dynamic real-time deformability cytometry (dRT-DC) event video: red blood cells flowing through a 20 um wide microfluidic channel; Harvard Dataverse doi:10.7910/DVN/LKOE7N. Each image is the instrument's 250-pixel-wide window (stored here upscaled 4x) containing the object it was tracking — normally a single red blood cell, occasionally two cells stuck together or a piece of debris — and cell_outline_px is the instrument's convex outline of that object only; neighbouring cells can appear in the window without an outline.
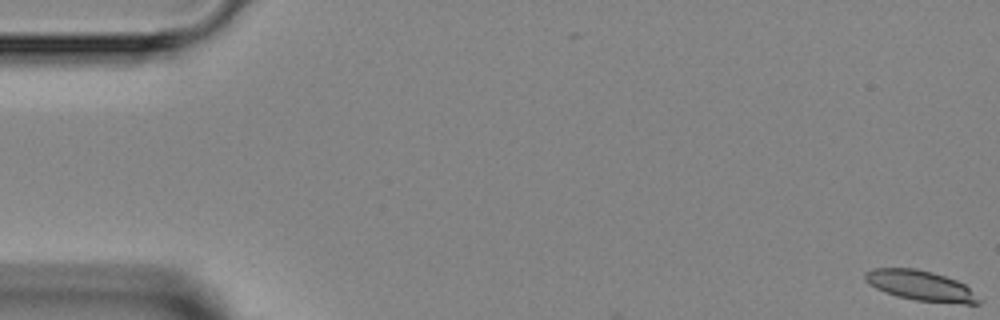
{"species": "Egyptian fruit bat (a non-hibernating species)", "species_latin": "Rousettus aegyptiacus", "temperature_condition": "room temperature", "stored_images_in_passage": 5, "camera_frame_rate_fps": 3000, "um_per_image_px": 0.085, "animal": {"sex": "female"}, "frame": {"image": 1, "passage_image": 1, "time_ms": 0.0, "image_size_px": [1000, 320], "cell_outline_px": [[980, 304], [964, 304], [916, 300], [884, 292], [868, 284], [864, 280], [864, 272], [872, 268], [916, 268], [932, 272], [956, 280], [964, 284], [980, 300]], "centroid_in_image_um": [78.2, 24.27], "position_along_channel_um": 6.8, "area_um2": 19.83}}